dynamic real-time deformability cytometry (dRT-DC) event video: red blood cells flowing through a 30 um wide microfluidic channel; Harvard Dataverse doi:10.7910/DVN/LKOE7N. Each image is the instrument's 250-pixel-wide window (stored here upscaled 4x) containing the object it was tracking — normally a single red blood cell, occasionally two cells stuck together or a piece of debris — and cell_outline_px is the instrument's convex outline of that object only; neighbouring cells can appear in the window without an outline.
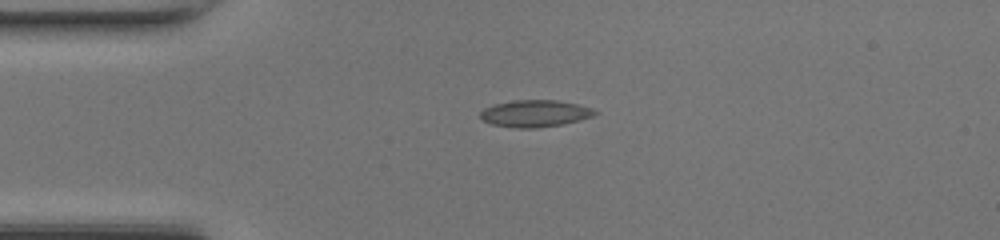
{"species": "common noctule bat (a hibernating species)", "species_latin": "Nyctalus noctula", "temperature_condition": "room temperature", "stored_images_in_passage": 37, "camera_frame_rate_fps": 3000, "um_per_image_px": 0.085, "animal": {"sex": "female", "body_mass_g": 17.0, "forearm_length_mm": 48.0}, "frame": {"image": 1, "passage_image": 1, "time_ms": 0.0, "image_size_px": [1000, 240], "cell_outline_px": [[600, 112], [592, 116], [580, 120], [560, 124], [536, 128], [516, 128], [492, 124], [480, 120], [480, 112], [484, 108], [496, 104], [512, 100], [556, 100], [576, 104], [592, 108]], "centroid_in_image_um": [45.45, 9.64], "position_along_channel_um": 39.5, "area_um2": 17.92}}
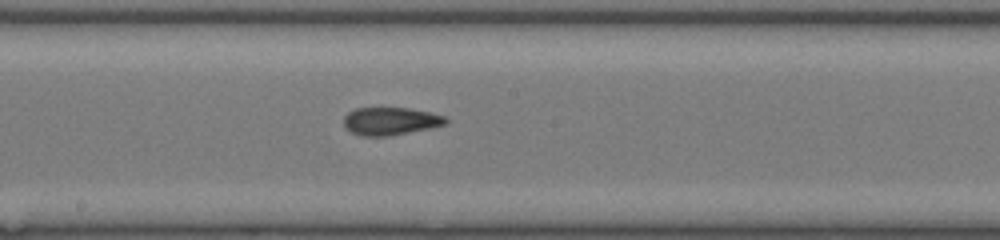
{"frame": {"image": 2, "passage_image": 15, "time_ms": 4.667, "image_size_px": [1000, 240], "cell_outline_px": [[448, 124], [432, 128], [388, 136], [360, 136], [344, 128], [344, 116], [348, 112], [356, 108], [408, 108], [432, 112], [444, 116], [448, 120]], "centroid_in_image_um": [33.2, 10.3], "position_along_channel_um": 215.0, "area_um2": 16.7}}
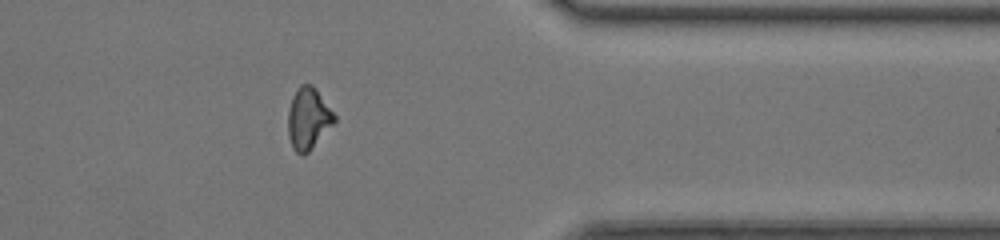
{"frame": {"image": 3, "passage_image": 28, "time_ms": 9.0, "image_size_px": [1000, 240], "cell_outline_px": [[336, 120], [308, 152], [304, 156], [300, 156], [292, 148], [288, 136], [288, 108], [292, 96], [296, 88], [300, 84], [312, 84], [316, 88], [336, 116]], "centroid_in_image_um": [26.17, 10.06], "position_along_channel_um": 385.2, "area_um2": 16.76}, "authors_computed_cell_mechanics": {"area_um2": 16.5886, "velocity_mm_per_s": 4.321, "shape_relaxation_time_tau1_ms": 9.7782, "shape_relaxation_time_tau2_ms": 2.0461, "deformation_change_tau1": 0.2263, "deformation_change_tau2": 0.0915}}